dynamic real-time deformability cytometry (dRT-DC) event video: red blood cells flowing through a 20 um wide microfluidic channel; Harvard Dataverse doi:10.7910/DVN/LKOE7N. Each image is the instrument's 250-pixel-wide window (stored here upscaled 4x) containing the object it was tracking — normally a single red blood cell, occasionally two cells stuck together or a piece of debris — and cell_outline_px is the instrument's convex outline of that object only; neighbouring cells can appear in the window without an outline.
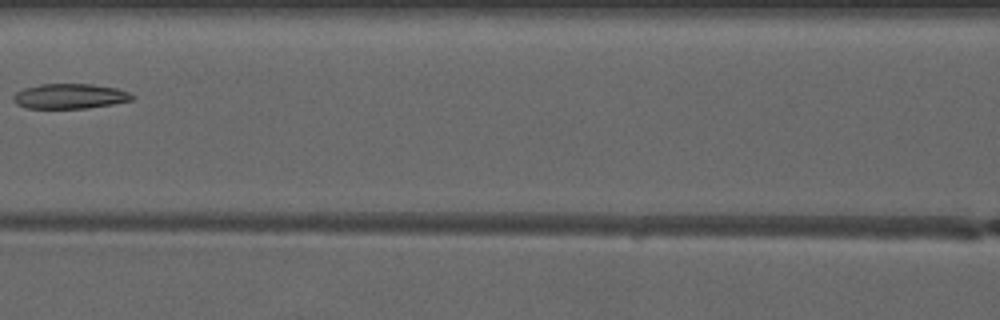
{"species": "common noctule bat (a hibernating species)", "species_latin": "Nyctalus noctula", "temperature_condition": "warm", "stored_images_in_passage": 5, "camera_frame_rate_fps": 3000, "um_per_image_px": 0.085, "animal": {"sex": "male", "forearm_length_mm": 52.5}, "frame": {"image": 1, "passage_image": 5, "time_ms": 5.0, "image_size_px": [1000, 320], "cell_outline_px": [[136, 96], [132, 100], [112, 104], [88, 108], [28, 108], [16, 104], [12, 100], [12, 96], [16, 92], [24, 88], [40, 84], [92, 84], [116, 88], [128, 92]], "centroid_in_image_um": [5.92, 8.18], "position_along_channel_um": 160.7, "area_um2": 17.34}}